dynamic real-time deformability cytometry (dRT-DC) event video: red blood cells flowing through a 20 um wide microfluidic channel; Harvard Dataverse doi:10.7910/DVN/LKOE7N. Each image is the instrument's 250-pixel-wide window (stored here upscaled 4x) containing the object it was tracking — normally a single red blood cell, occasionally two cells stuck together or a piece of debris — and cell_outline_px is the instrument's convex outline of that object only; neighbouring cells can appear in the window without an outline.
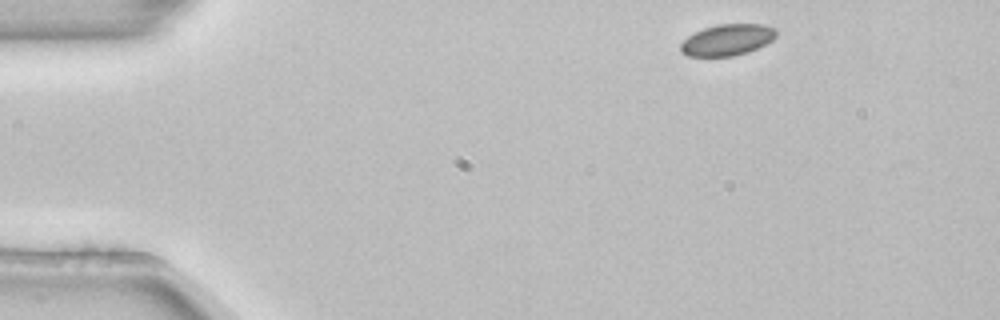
{"species": "common noctule bat (a hibernating species)", "species_latin": "Nyctalus noctula", "temperature_condition": "room temperature", "stored_images_in_passage": 3, "camera_frame_rate_fps": 3000, "um_per_image_px": 0.085, "animal": {"sex": "female", "body_mass_g": 22.7, "forearm_length_mm": 54.2}, "frame": {"image": 1, "passage_image": 1, "time_ms": 0.0, "image_size_px": [1000, 320], "cell_outline_px": [[776, 36], [772, 40], [748, 52], [732, 56], [688, 56], [680, 52], [680, 44], [688, 36], [704, 28], [720, 24], [764, 24], [776, 28]], "centroid_in_image_um": [61.82, 3.39], "position_along_channel_um": 23.2, "area_um2": 17.34}}